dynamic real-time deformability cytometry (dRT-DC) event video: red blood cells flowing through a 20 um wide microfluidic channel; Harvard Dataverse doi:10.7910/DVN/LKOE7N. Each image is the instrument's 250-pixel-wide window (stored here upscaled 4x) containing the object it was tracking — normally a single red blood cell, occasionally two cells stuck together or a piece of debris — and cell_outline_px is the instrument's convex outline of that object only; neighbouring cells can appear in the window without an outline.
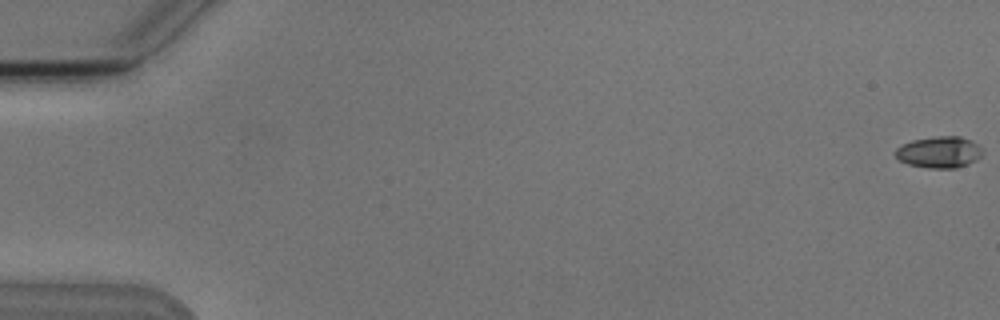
{"species": "Egyptian fruit bat (a non-hibernating species)", "species_latin": "Rousettus aegyptiacus", "temperature_condition": "cold", "stored_images_in_passage": 6, "camera_frame_rate_fps": 3000, "um_per_image_px": 0.085, "animal": {"sex": "male"}, "frame": {"image": 1, "passage_image": 1, "time_ms": 0.0, "image_size_px": [1000, 320], "cell_outline_px": [[984, 152], [976, 160], [968, 164], [956, 168], [928, 168], [908, 164], [900, 160], [892, 152], [896, 148], [912, 140], [936, 136], [960, 136], [976, 144]], "centroid_in_image_um": [79.81, 12.94], "position_along_channel_um": 5.2, "area_um2": 15.9}}